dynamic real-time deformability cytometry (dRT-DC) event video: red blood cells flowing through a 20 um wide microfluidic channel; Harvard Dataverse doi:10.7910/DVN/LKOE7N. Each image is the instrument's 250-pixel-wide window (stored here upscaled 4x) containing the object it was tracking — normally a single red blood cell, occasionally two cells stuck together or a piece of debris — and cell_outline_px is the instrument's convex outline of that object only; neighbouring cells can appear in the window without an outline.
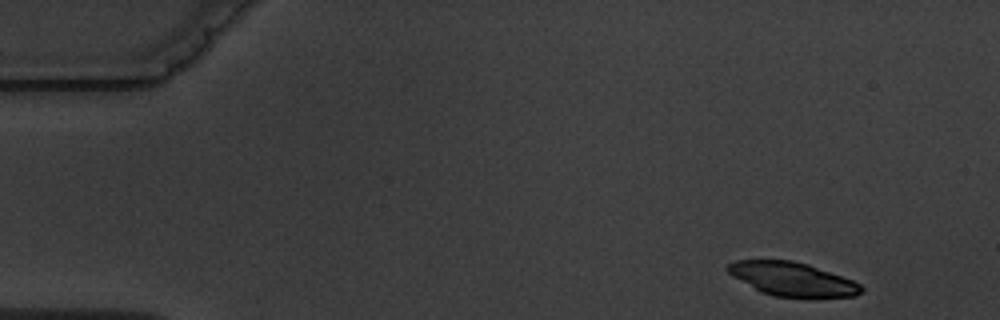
{"species": "common noctule bat (a hibernating species)", "species_latin": "Nyctalus noctula", "temperature_condition": "warm", "stored_images_in_passage": 9, "camera_frame_rate_fps": 3000, "um_per_image_px": 0.085, "animal": {"sex": "male", "body_mass_g": 19.5, "forearm_length_mm": 54.6}, "frame": {"image": 1, "passage_image": 1, "time_ms": 0.0, "image_size_px": [1000, 320], "cell_outline_px": [[864, 288], [856, 296], [772, 296], [760, 292], [732, 276], [724, 268], [728, 264], [736, 260], [792, 260], [808, 264], [852, 280], [860, 284]], "centroid_in_image_um": [67.28, 23.7], "position_along_channel_um": 17.7, "area_um2": 25.84}}